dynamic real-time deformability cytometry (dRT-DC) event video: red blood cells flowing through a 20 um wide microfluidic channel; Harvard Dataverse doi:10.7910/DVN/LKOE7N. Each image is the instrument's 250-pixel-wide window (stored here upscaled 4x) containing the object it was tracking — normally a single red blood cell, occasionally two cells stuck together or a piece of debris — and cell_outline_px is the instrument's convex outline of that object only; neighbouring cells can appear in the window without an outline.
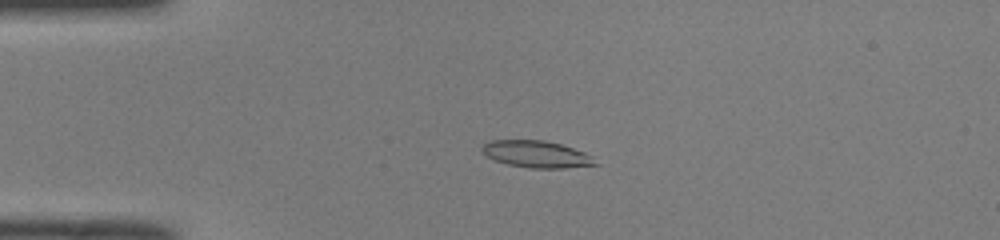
{"species": "common noctule bat (a hibernating species)", "species_latin": "Nyctalus noctula", "temperature_condition": "room temperature", "stored_images_in_passage": 50, "camera_frame_rate_fps": 3000, "um_per_image_px": 0.085, "animal": {"sex": "male", "body_mass_g": 19.0, "forearm_length_mm": 50.8}, "frame": {"image": 1, "passage_image": 12, "time_ms": 3.667, "image_size_px": [1000, 240], "cell_outline_px": [[600, 164], [564, 168], [528, 168], [508, 164], [496, 160], [488, 156], [480, 148], [488, 140], [544, 140], [560, 144], [584, 152], [592, 156]], "centroid_in_image_um": [45.62, 13.1], "position_along_channel_um": 39.4, "area_um2": 17.63}}
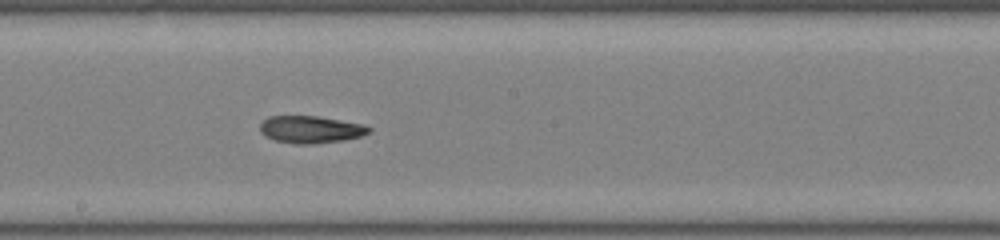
{"frame": {"image": 2, "passage_image": 28, "time_ms": 9.0, "image_size_px": [1000, 240], "cell_outline_px": [[372, 128], [368, 132], [360, 136], [344, 140], [316, 144], [296, 144], [276, 140], [264, 136], [260, 132], [260, 124], [268, 116], [316, 116], [340, 120], [360, 124]], "centroid_in_image_um": [26.36, 11.01], "position_along_channel_um": 221.8, "area_um2": 17.17}}
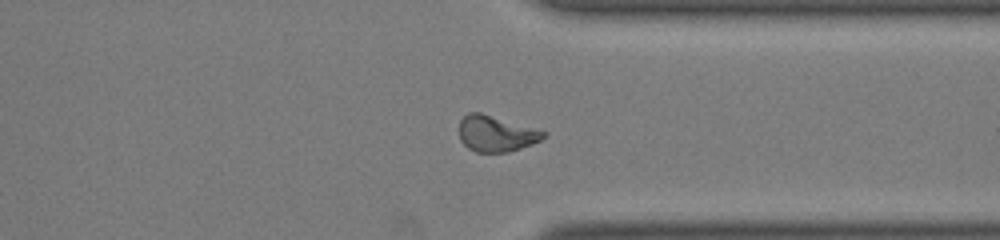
{"frame": {"image": 3, "passage_image": 39, "time_ms": 12.667, "image_size_px": [1000, 240], "cell_outline_px": [[548, 136], [532, 144], [508, 152], [476, 152], [468, 148], [460, 140], [460, 120], [468, 112], [480, 112], [548, 132]], "centroid_in_image_um": [42.18, 11.36], "position_along_channel_um": 369.2, "area_um2": 17.63}}